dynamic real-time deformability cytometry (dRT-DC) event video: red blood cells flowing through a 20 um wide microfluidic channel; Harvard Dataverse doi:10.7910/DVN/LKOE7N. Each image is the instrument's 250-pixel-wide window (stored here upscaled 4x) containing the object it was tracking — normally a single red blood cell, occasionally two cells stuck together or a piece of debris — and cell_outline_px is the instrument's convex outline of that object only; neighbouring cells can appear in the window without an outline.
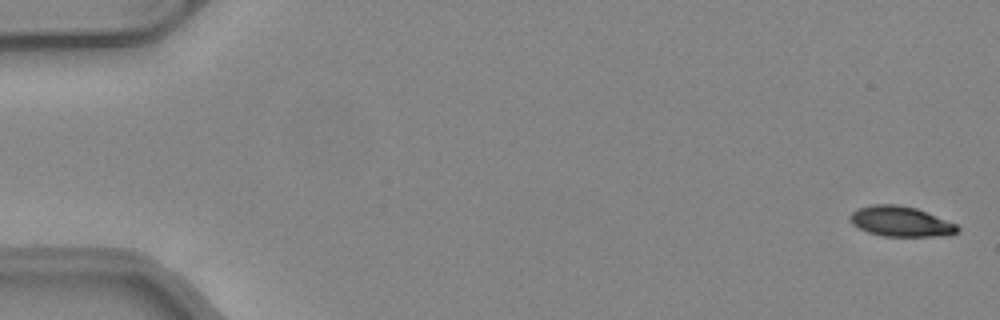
{"species": "common noctule bat (a hibernating species)", "species_latin": "Nyctalus noctula", "temperature_condition": "warm", "stored_images_in_passage": 50, "camera_frame_rate_fps": 3000, "um_per_image_px": 0.085, "animal": {"sex": "female", "body_mass_g": 24.6, "forearm_length_mm": 56.2}, "frame": {"image": 1, "passage_image": 1, "time_ms": 0.0, "image_size_px": [1000, 320], "cell_outline_px": [[960, 232], [952, 236], [884, 236], [868, 232], [852, 224], [848, 220], [848, 216], [852, 212], [860, 208], [872, 204], [896, 204], [916, 208], [956, 224], [960, 228]], "centroid_in_image_um": [76.58, 18.83], "position_along_channel_um": 8.4, "area_um2": 19.02}}
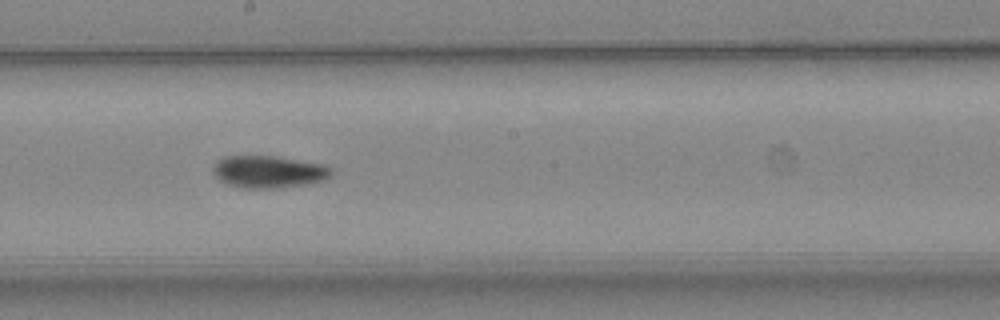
{"frame": {"image": 2, "passage_image": 28, "time_ms": 9.0, "image_size_px": [1000, 320], "cell_outline_px": [[332, 176], [324, 180], [308, 184], [284, 188], [244, 188], [228, 184], [220, 180], [212, 172], [216, 160], [224, 156], [272, 156], [324, 164], [332, 168]], "centroid_in_image_um": [22.85, 14.61], "position_along_channel_um": 225.3, "area_um2": 22.37}}
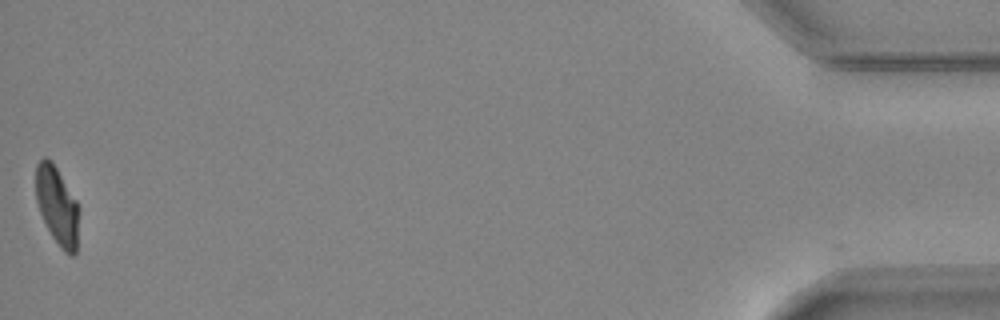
{"frame": {"image": 3, "passage_image": 50, "time_ms": 16.333, "image_size_px": [1000, 320], "cell_outline_px": [[80, 208], [76, 252], [72, 256], [68, 256], [60, 248], [52, 236], [40, 212], [36, 200], [36, 164], [44, 156], [52, 160], [76, 200]], "centroid_in_image_um": [4.88, 17.5], "position_along_channel_um": 430.3, "area_um2": 19.83}, "authors_computed_cell_mechanics": {"area_um2": 21.0681, "velocity_mm_per_s": 4.1308, "shape_relaxation_time_tau1_ms": 4.6309, "shape_relaxation_time_tau2_ms": 4.4486, "deformation_change_tau1": 0.1857, "deformation_change_tau2": 0.0966}}